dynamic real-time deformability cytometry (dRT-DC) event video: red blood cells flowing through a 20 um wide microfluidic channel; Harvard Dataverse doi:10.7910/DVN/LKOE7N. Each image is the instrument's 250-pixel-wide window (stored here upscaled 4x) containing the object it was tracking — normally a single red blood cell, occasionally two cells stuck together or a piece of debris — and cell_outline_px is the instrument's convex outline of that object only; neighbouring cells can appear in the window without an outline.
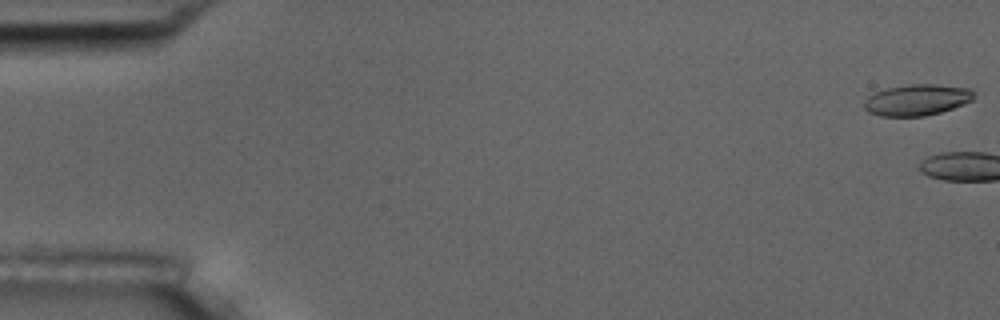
{"species": "common noctule bat (a hibernating species)", "species_latin": "Nyctalus noctula", "temperature_condition": "room temperature", "stored_images_in_passage": 7, "camera_frame_rate_fps": 3000, "um_per_image_px": 0.085, "animal": {"sex": "male", "body_mass_g": 17.5, "forearm_length_mm": 52.3}, "frame": {"image": 1, "passage_image": 1, "time_ms": 0.0, "image_size_px": [1000, 320], "cell_outline_px": [[976, 92], [972, 100], [964, 104], [940, 112], [924, 116], [880, 116], [868, 112], [864, 108], [864, 100], [868, 96], [884, 88], [908, 84], [936, 84], [972, 88]], "centroid_in_image_um": [77.95, 8.48], "position_along_channel_um": 7.1, "area_um2": 20.17}}
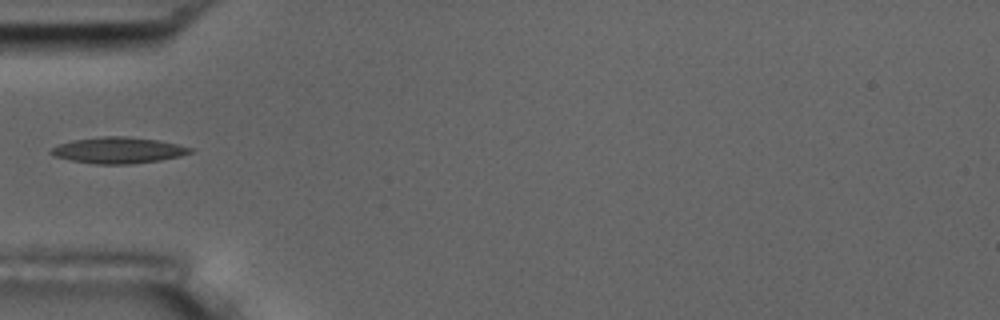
{"frame": {"image": 2, "passage_image": 7, "time_ms": 6.667, "image_size_px": [1000, 320], "cell_outline_px": [[196, 148], [192, 152], [180, 156], [160, 160], [128, 164], [96, 164], [72, 160], [56, 156], [48, 152], [52, 148], [60, 144], [72, 140], [100, 136], [124, 136], [160, 140]], "centroid_in_image_um": [10.1, 12.76], "position_along_channel_um": 74.9, "area_um2": 21.21}}